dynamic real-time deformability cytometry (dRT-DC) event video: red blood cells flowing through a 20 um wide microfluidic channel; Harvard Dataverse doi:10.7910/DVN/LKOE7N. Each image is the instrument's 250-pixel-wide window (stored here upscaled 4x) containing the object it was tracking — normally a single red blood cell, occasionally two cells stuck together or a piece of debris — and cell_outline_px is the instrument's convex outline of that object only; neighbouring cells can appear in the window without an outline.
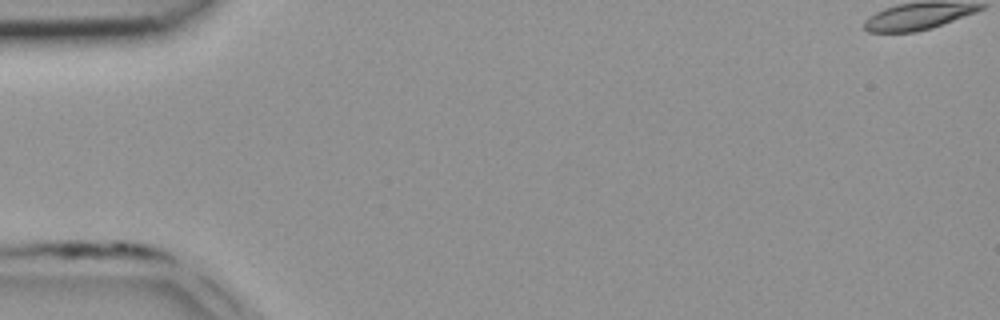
{"species": "common noctule bat (a hibernating species)", "species_latin": "Nyctalus noctula", "temperature_condition": "room temperature", "stored_images_in_passage": 3, "camera_frame_rate_fps": 3000, "um_per_image_px": 0.085, "animal": {"sex": "female", "body_mass_g": 18.4}, "frame": {"image": 1, "passage_image": 1, "time_ms": 0.0, "image_size_px": [1000, 320], "cell_outline_px": [[160, 252], [144, 256], [64, 256], [40, 248], [36, 244], [64, 240], [124, 240], [144, 244], [156, 248]], "centroid_in_image_um": [8.36, 21.09], "position_along_channel_um": 76.6, "area_um2": 11.62}}